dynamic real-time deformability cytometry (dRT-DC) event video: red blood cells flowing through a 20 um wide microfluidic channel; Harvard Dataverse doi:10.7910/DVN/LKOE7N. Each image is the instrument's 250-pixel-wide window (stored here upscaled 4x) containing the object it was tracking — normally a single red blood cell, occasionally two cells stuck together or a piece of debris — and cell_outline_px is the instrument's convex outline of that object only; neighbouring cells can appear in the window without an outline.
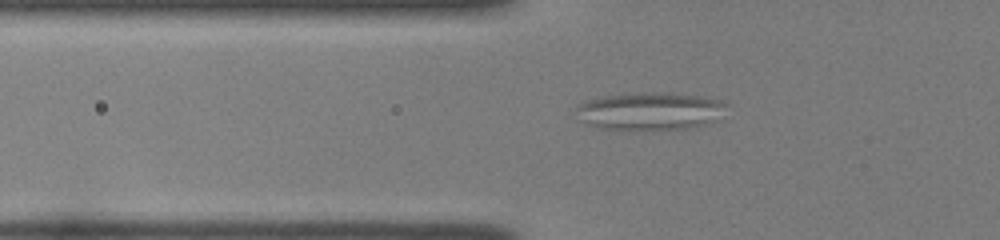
{"species": "common noctule bat (a hibernating species)", "species_latin": "Nyctalus noctula", "temperature_condition": "room temperature", "stored_images_in_passage": 41, "camera_frame_rate_fps": 3000, "um_per_image_px": 0.085, "animal": {"sex": "female", "body_mass_g": 22.0, "forearm_length_mm": 56.7}, "frame": {"image": 1, "passage_image": 9, "time_ms": 2.667, "image_size_px": [1000, 240], "cell_outline_px": [[728, 104], [708, 124], [688, 128], [600, 128], [588, 124], [580, 120], [576, 108], [576, 104], [584, 100], [600, 96], [644, 92], [668, 92], [700, 96], [720, 100]], "centroid_in_image_um": [55.18, 9.4], "position_along_channel_um": 70.6, "area_um2": 32.48}}
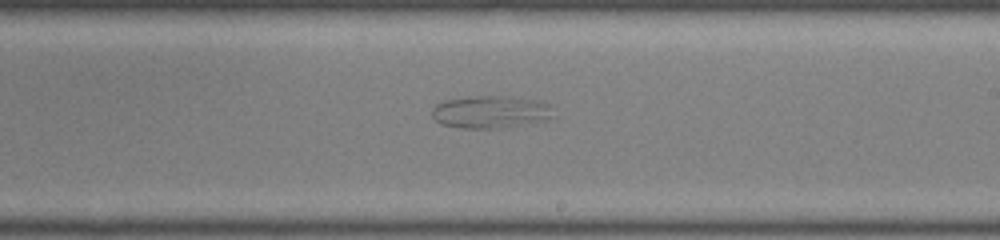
{"frame": {"image": 2, "passage_image": 23, "time_ms": 7.333, "image_size_px": [1000, 240], "cell_outline_px": [[556, 116], [544, 120], [500, 128], [460, 128], [440, 124], [432, 116], [432, 108], [436, 104], [444, 100], [476, 96], [512, 96], [544, 100], [552, 104]], "centroid_in_image_um": [41.77, 9.49], "position_along_channel_um": 247.2, "area_um2": 23.47}}
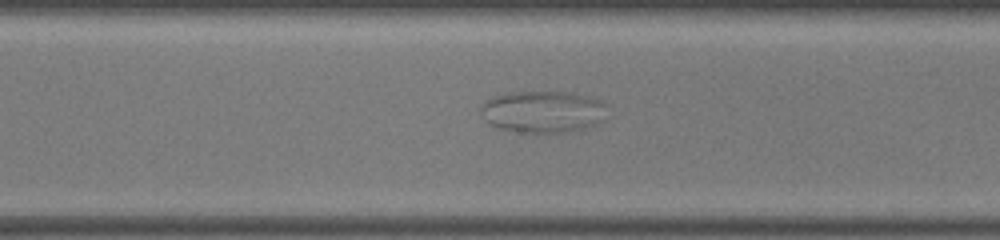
{"frame": {"image": 3, "passage_image": 29, "time_ms": 9.333, "image_size_px": [1000, 240], "cell_outline_px": [[608, 104], [604, 120], [596, 124], [564, 132], [516, 132], [500, 128], [484, 120], [480, 112], [480, 104], [484, 100], [492, 96], [508, 92], [568, 92], [600, 100]], "centroid_in_image_um": [46.11, 9.48], "position_along_channel_um": 324.5, "area_um2": 30.92}}